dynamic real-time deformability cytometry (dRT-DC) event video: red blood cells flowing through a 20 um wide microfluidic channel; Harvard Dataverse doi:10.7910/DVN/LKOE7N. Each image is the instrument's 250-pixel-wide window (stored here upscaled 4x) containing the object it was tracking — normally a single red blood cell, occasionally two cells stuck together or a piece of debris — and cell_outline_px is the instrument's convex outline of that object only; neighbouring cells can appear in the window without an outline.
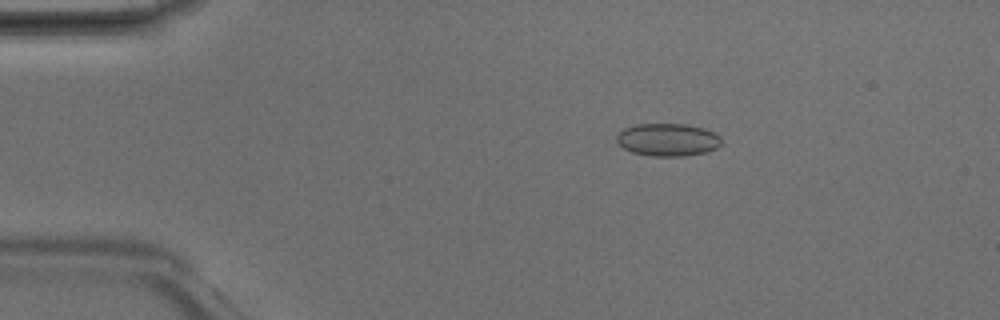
{"species": "Egyptian fruit bat (a non-hibernating species)", "species_latin": "Rousettus aegyptiacus", "temperature_condition": "room temperature", "stored_images_in_passage": 6, "camera_frame_rate_fps": 3000, "um_per_image_px": 0.085, "animal": {"sex": "male"}, "frame": {"image": 1, "passage_image": 3, "time_ms": 0.667, "image_size_px": [1000, 320], "cell_outline_px": [[720, 144], [716, 148], [704, 152], [684, 156], [652, 156], [632, 152], [624, 148], [616, 140], [616, 136], [624, 128], [636, 124], [684, 124], [704, 128], [716, 132], [720, 136]], "centroid_in_image_um": [56.76, 11.87], "position_along_channel_um": 28.2, "area_um2": 19.88}}
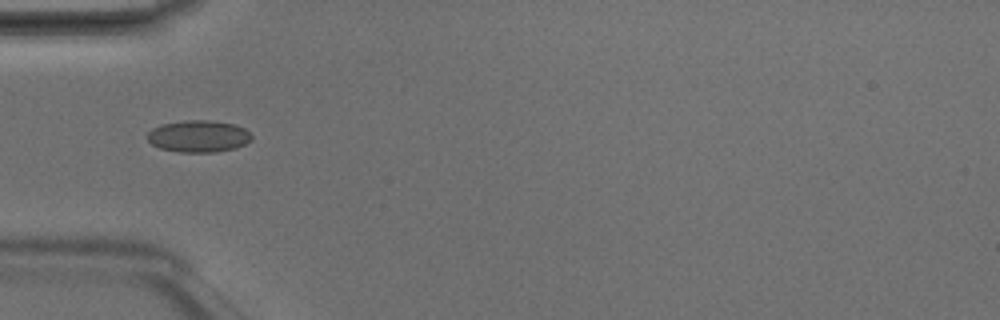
{"frame": {"image": 2, "passage_image": 5, "time_ms": 1.333, "image_size_px": [1000, 320], "cell_outline_px": [[252, 140], [236, 148], [216, 152], [180, 152], [160, 148], [152, 144], [148, 140], [148, 132], [152, 128], [160, 124], [184, 120], [208, 120], [236, 124], [244, 128], [252, 136]], "centroid_in_image_um": [16.88, 11.57], "position_along_channel_um": 68.1, "area_um2": 19.48}}